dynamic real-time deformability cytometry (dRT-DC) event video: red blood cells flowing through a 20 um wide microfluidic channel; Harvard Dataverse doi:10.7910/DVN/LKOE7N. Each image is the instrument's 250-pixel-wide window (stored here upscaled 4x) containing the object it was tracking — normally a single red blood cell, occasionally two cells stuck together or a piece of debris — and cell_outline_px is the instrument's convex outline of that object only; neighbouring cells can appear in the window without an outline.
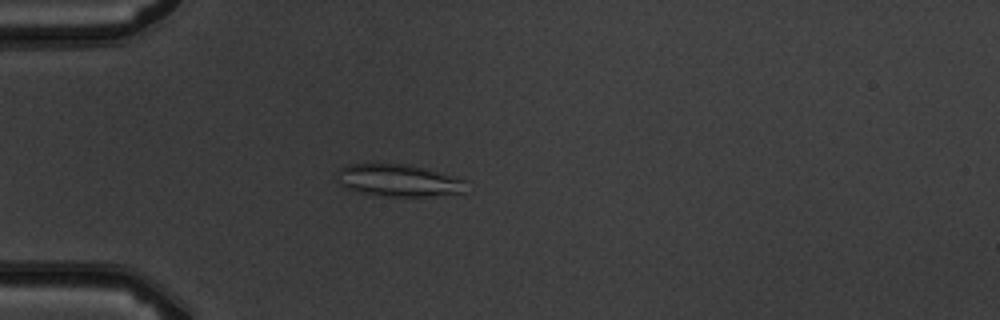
{"species": "common noctule bat (a hibernating species)", "species_latin": "Nyctalus noctula", "temperature_condition": "warm", "stored_images_in_passage": 6, "camera_frame_rate_fps": 3000, "um_per_image_px": 0.085, "animal": {"sex": "male", "body_mass_g": 19.5, "forearm_length_mm": 54.6}, "frame": {"image": 1, "passage_image": 5, "time_ms": 4.667, "image_size_px": [1000, 320], "cell_outline_px": [[464, 196], [388, 196], [360, 192], [348, 188], [340, 184], [336, 180], [336, 172], [344, 164], [408, 164], [424, 168], [452, 176], [464, 180]], "centroid_in_image_um": [33.89, 15.35], "position_along_channel_um": 51.1, "area_um2": 24.39}}